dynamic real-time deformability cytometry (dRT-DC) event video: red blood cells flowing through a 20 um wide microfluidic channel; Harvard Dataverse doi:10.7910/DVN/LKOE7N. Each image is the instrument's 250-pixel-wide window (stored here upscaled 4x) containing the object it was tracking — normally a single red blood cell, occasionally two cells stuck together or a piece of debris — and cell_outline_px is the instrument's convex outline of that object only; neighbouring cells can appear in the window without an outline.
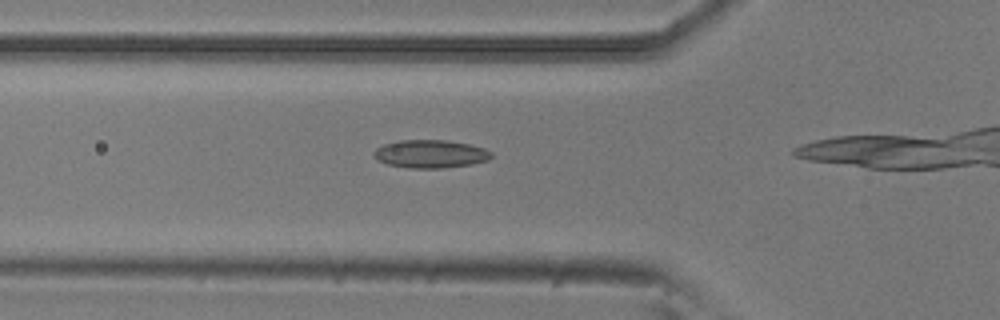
{"species": "common noctule bat (a hibernating species)", "species_latin": "Nyctalus noctula", "temperature_condition": "room temperature", "stored_images_in_passage": 13, "camera_frame_rate_fps": 3000, "um_per_image_px": 0.085, "animal": {"sex": "male", "body_mass_g": 20.5, "forearm_length_mm": 52.5}, "frame": {"image": 1, "passage_image": 8, "time_ms": 2.333, "image_size_px": [1000, 320], "cell_outline_px": [[492, 156], [488, 160], [472, 164], [444, 168], [408, 168], [388, 164], [372, 156], [372, 152], [376, 148], [384, 144], [400, 140], [448, 140], [468, 144], [484, 148], [492, 152]], "centroid_in_image_um": [36.59, 13.08], "position_along_channel_um": 89.2, "area_um2": 19.25}}
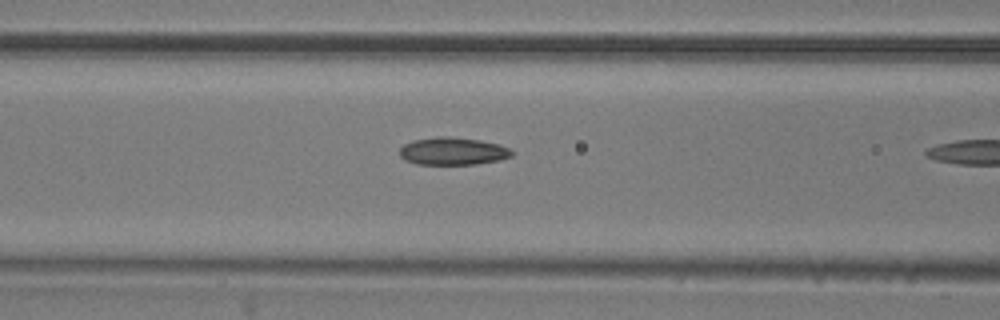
{"frame": {"image": 2, "passage_image": 11, "time_ms": 3.333, "image_size_px": [1000, 320], "cell_outline_px": [[512, 156], [500, 160], [476, 164], [416, 164], [404, 160], [400, 156], [400, 148], [404, 144], [412, 140], [436, 136], [448, 136], [480, 140], [500, 144], [508, 148], [512, 152]], "centroid_in_image_um": [38.47, 12.84], "position_along_channel_um": 128.1, "area_um2": 18.15}}